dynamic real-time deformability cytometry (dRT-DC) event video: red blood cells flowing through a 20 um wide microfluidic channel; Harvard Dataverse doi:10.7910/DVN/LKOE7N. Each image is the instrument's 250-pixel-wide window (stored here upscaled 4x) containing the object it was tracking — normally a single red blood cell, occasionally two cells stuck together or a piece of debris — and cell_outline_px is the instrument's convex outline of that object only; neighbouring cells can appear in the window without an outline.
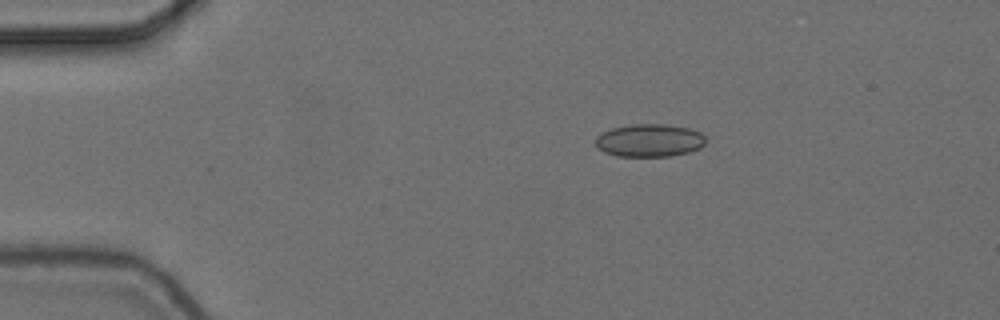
{"species": "common noctule bat (a hibernating species)", "species_latin": "Nyctalus noctula", "temperature_condition": "cold", "stored_images_in_passage": 4, "camera_frame_rate_fps": 3000, "um_per_image_px": 0.085, "animal": {"sex": "female", "body_mass_g": 24.6, "forearm_length_mm": 56.2}, "frame": {"image": 1, "passage_image": 3, "time_ms": 0.667, "image_size_px": [1000, 320], "cell_outline_px": [[704, 144], [700, 148], [688, 152], [672, 156], [616, 156], [604, 152], [596, 144], [596, 136], [612, 128], [632, 124], [664, 124], [688, 128], [700, 132], [704, 136]], "centroid_in_image_um": [55.21, 11.94], "position_along_channel_um": 29.8, "area_um2": 20.92}}